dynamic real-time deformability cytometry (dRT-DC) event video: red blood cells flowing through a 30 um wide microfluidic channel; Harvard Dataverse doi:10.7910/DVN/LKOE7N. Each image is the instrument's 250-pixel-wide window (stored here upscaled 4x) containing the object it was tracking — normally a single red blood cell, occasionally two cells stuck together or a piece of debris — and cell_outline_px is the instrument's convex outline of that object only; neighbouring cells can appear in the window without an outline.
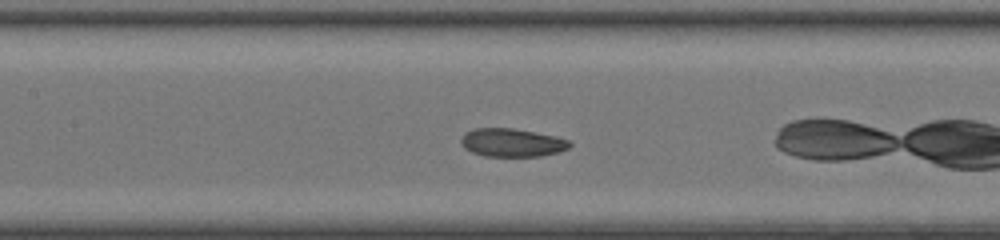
{"species": "common noctule bat (a hibernating species)", "species_latin": "Nyctalus noctula", "temperature_condition": "room temperature", "stored_images_in_passage": 34, "camera_frame_rate_fps": 3000, "um_per_image_px": 0.085, "animal": {"sex": "female", "body_mass_g": 20.0, "forearm_length_mm": 54.0}, "frame": {"image": 1, "passage_image": 10, "time_ms": 3.0, "image_size_px": [1000, 240], "cell_outline_px": [[572, 144], [568, 148], [556, 152], [540, 156], [484, 156], [472, 152], [464, 148], [460, 144], [460, 140], [464, 132], [472, 128], [512, 128], [556, 136], [568, 140]], "centroid_in_image_um": [43.46, 12.11], "position_along_channel_um": 163.9, "area_um2": 17.92}, "authors_computed_cell_mechanics": {"area_um2": 18.0914, "velocity_mm_per_s": 4.303, "shape_relaxation_time_tau1_ms": 1.8381, "shape_relaxation_time_tau2_ms": 3.9836, "deformation_change_tau1": 0.1038, "deformation_change_tau2": 0.116}}